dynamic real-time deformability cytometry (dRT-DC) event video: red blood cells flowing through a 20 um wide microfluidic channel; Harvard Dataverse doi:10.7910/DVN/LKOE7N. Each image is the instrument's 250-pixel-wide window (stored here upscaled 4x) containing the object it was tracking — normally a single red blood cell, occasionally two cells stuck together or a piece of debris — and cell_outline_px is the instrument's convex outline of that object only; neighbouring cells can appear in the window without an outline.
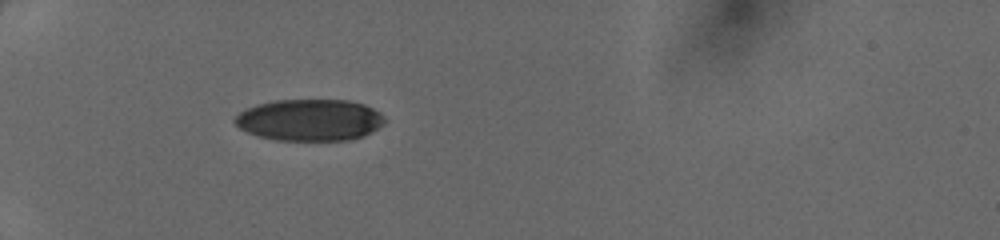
{"species": "human", "species_latin": "Homo sapiens", "temperature_condition": "cold", "stored_images_in_passage": 32, "camera_frame_rate_fps": 3000, "um_per_image_px": 0.085, "donor": {"sex": "female"}, "frame": {"image": 1, "passage_image": 1, "time_ms": 0.0, "image_size_px": [1000, 240], "cell_outline_px": [[384, 124], [372, 132], [364, 136], [352, 140], [276, 140], [260, 136], [248, 132], [240, 128], [232, 120], [244, 108], [256, 104], [272, 100], [348, 100], [364, 104], [380, 112], [384, 116]], "centroid_in_image_um": [26.33, 10.19], "position_along_channel_um": 58.7, "area_um2": 36.59}}
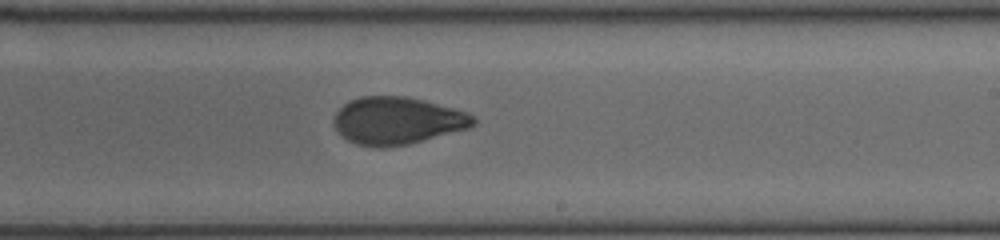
{"frame": {"image": 2, "passage_image": 16, "time_ms": 5.0, "image_size_px": [1000, 240], "cell_outline_px": [[476, 124], [468, 128], [408, 144], [380, 148], [376, 148], [356, 144], [348, 140], [336, 128], [332, 120], [336, 112], [348, 100], [360, 96], [404, 96], [424, 100], [468, 112], [476, 120]], "centroid_in_image_um": [33.75, 10.25], "position_along_channel_um": 255.3, "area_um2": 38.44}}
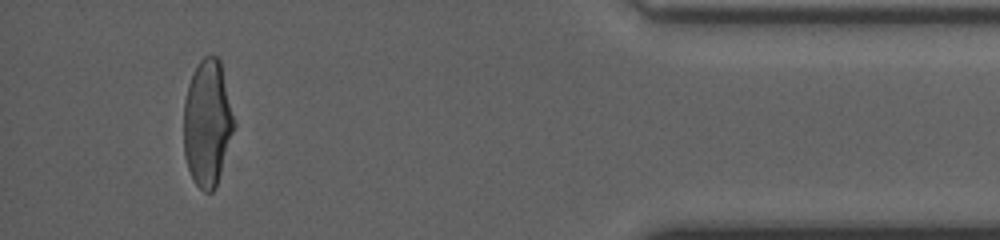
{"frame": {"image": 3, "passage_image": 30, "time_ms": 9.667, "image_size_px": [1000, 240], "cell_outline_px": [[236, 128], [216, 188], [212, 192], [204, 192], [196, 184], [188, 168], [184, 156], [184, 100], [188, 84], [200, 60], [204, 56], [216, 56], [220, 60], [236, 120]], "centroid_in_image_um": [17.66, 10.48], "position_along_channel_um": 417.5, "area_um2": 37.63}}